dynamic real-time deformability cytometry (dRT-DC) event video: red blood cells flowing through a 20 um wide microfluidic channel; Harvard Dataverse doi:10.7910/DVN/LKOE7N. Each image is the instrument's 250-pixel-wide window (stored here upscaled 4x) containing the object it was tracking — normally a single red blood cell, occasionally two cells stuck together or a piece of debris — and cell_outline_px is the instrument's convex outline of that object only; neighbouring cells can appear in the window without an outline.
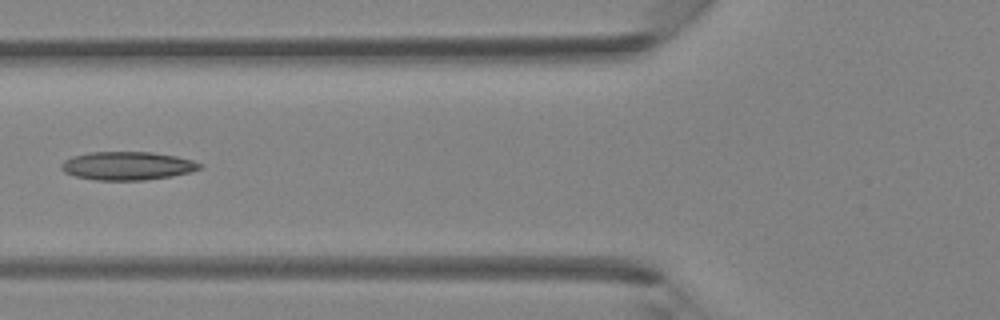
{"species": "Egyptian fruit bat (a non-hibernating species)", "species_latin": "Rousettus aegyptiacus", "temperature_condition": "room temperature", "stored_images_in_passage": 4, "camera_frame_rate_fps": 3000, "um_per_image_px": 0.085, "animal": {"sex": "female"}, "frame": {"image": 1, "passage_image": 4, "time_ms": 3.333, "image_size_px": [1000, 320], "cell_outline_px": [[204, 168], [172, 176], [144, 180], [92, 180], [76, 176], [64, 172], [60, 168], [60, 164], [64, 160], [72, 156], [88, 152], [152, 152], [176, 156], [192, 160], [204, 164]], "centroid_in_image_um": [10.82, 14.09], "position_along_channel_um": 115.0, "area_um2": 23.06}}